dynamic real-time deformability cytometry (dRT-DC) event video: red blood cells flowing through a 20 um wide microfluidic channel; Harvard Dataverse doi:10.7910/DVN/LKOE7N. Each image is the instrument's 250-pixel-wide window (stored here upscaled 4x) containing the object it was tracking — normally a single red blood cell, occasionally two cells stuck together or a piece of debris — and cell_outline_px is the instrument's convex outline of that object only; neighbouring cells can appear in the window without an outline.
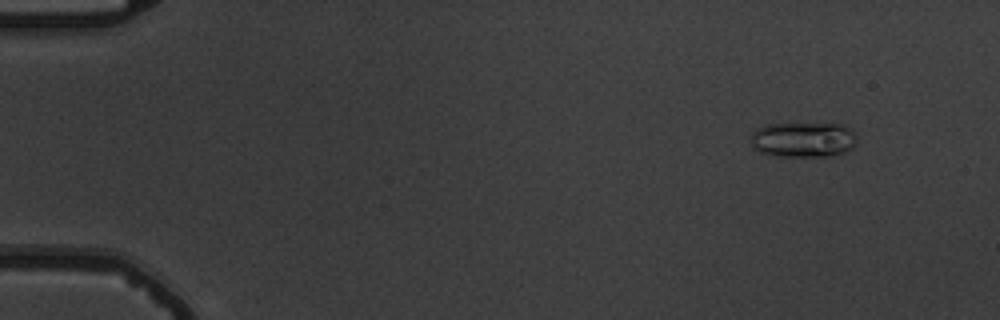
{"species": "common noctule bat (a hibernating species)", "species_latin": "Nyctalus noctula", "temperature_condition": "warm", "stored_images_in_passage": 5, "camera_frame_rate_fps": 3000, "um_per_image_px": 0.085, "animal": {"sex": "male", "body_mass_g": 19.5, "forearm_length_mm": 54.6}, "frame": {"image": 1, "passage_image": 2, "time_ms": 1.333, "image_size_px": [1000, 320], "cell_outline_px": [[856, 140], [852, 148], [844, 152], [832, 156], [776, 156], [760, 152], [752, 148], [752, 132], [756, 128], [764, 124], [844, 124], [852, 128], [856, 136]], "centroid_in_image_um": [68.28, 11.86], "position_along_channel_um": 16.7, "area_um2": 21.96}}